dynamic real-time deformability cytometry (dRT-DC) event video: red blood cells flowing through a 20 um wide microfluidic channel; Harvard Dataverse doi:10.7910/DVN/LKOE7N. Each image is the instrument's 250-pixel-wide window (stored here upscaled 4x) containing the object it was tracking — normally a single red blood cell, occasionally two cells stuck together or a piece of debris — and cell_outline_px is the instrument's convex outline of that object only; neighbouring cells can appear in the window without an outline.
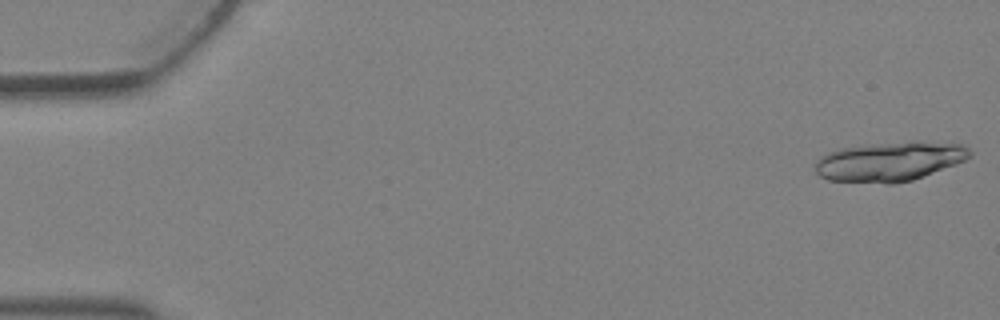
{"species": "Egyptian fruit bat (a non-hibernating species)", "species_latin": "Rousettus aegyptiacus", "temperature_condition": "warm", "stored_images_in_passage": 3, "segment_of_instrument_passage": [2, 2], "camera_frame_rate_fps": 3000, "um_per_image_px": 0.085, "animal": {"sex": "female"}, "frame": {"image": 1, "passage_image": 3, "time_ms": 0.667, "image_size_px": [1000, 320], "cell_outline_px": [[972, 156], [956, 164], [912, 180], [892, 184], [888, 184], [828, 180], [820, 176], [816, 172], [816, 160], [820, 156], [828, 152], [840, 148], [912, 140], [916, 140], [964, 144], [972, 152]], "centroid_in_image_um": [75.65, 13.71], "position_along_channel_um": 9.4, "area_um2": 35.78}}